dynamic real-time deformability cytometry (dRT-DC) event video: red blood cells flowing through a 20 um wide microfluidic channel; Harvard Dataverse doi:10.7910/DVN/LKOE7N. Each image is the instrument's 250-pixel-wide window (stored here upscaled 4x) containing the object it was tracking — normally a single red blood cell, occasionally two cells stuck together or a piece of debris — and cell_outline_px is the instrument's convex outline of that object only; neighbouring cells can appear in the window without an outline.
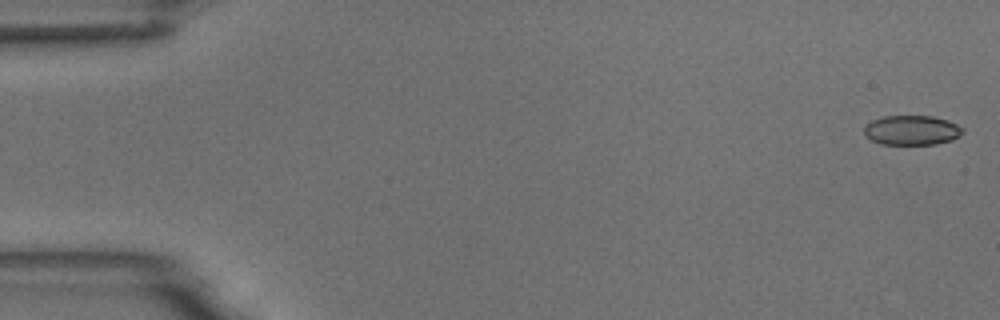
{"species": "common noctule bat (a hibernating species)", "species_latin": "Nyctalus noctula", "temperature_condition": "room temperature", "stored_images_in_passage": 6, "camera_frame_rate_fps": 3000, "um_per_image_px": 0.085, "animal": {"sex": "male", "body_mass_g": 18.8}, "frame": {"image": 1, "passage_image": 1, "time_ms": 0.0, "image_size_px": [1000, 320], "cell_outline_px": [[964, 132], [960, 136], [952, 140], [936, 144], [880, 144], [872, 140], [864, 132], [864, 128], [872, 120], [884, 116], [932, 116], [948, 120], [964, 128]], "centroid_in_image_um": [77.55, 11.07], "position_along_channel_um": 7.5, "area_um2": 16.99}}
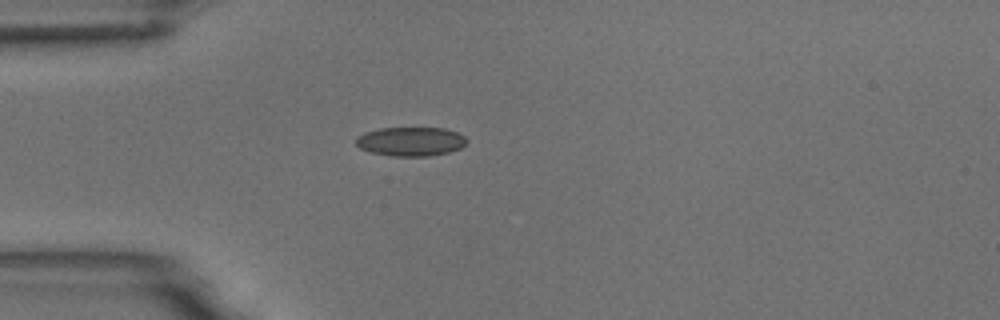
{"frame": {"image": 2, "passage_image": 5, "time_ms": 4.667, "image_size_px": [1000, 320], "cell_outline_px": [[468, 140], [460, 148], [448, 152], [428, 156], [392, 156], [372, 152], [360, 148], [356, 144], [356, 136], [364, 132], [380, 128], [444, 128], [456, 132], [464, 136]], "centroid_in_image_um": [34.89, 12.02], "position_along_channel_um": 50.1, "area_um2": 18.67}}